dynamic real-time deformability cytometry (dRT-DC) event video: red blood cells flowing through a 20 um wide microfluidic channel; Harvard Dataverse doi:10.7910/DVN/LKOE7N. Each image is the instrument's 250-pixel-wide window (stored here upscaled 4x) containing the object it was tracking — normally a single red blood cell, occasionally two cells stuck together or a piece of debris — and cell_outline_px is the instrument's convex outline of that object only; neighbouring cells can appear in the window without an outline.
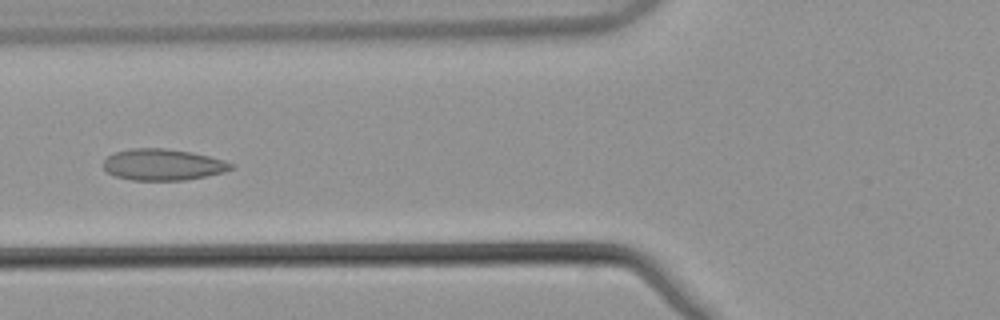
{"species": "common noctule bat (a hibernating species)", "species_latin": "Nyctalus noctula", "temperature_condition": "warm", "stored_images_in_passage": 6, "camera_frame_rate_fps": 3000, "um_per_image_px": 0.085, "animal": {"sex": "male", "body_mass_g": 21.5, "forearm_length_mm": 52.0}, "frame": {"image": 1, "passage_image": 6, "time_ms": 1.667, "image_size_px": [1000, 320], "cell_outline_px": [[236, 164], [232, 168], [224, 172], [184, 180], [132, 180], [116, 176], [108, 172], [104, 168], [104, 160], [108, 156], [116, 152], [132, 148], [164, 148], [192, 152], [224, 160]], "centroid_in_image_um": [13.86, 13.99], "position_along_channel_um": 111.9, "area_um2": 23.18}}